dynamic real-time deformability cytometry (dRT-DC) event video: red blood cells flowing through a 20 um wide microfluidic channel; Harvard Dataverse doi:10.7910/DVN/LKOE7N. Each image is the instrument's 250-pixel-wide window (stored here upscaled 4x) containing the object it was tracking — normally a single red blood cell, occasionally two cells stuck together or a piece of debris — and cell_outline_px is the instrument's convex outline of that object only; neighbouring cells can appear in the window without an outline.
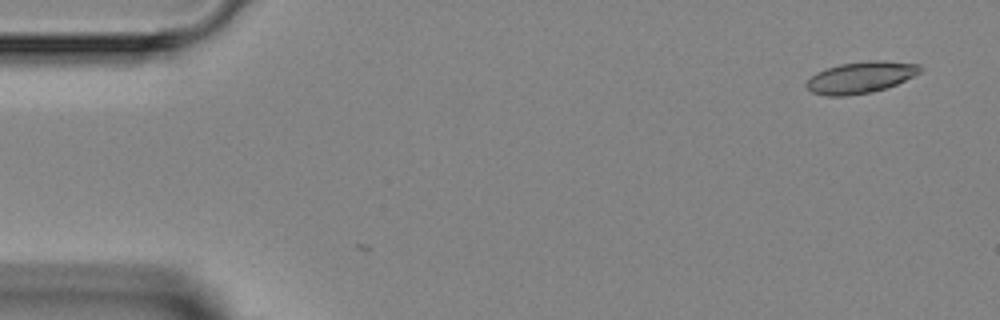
{"species": "Egyptian fruit bat (a non-hibernating species)", "species_latin": "Rousettus aegyptiacus", "temperature_condition": "room temperature", "stored_images_in_passage": 2, "camera_frame_rate_fps": 3000, "um_per_image_px": 0.085, "animal": {"sex": "female"}, "frame": {"image": 1, "passage_image": 2, "time_ms": 1.0, "image_size_px": [1000, 320], "cell_outline_px": [[924, 68], [920, 72], [896, 84], [884, 88], [868, 92], [844, 96], [828, 96], [812, 92], [804, 84], [816, 72], [824, 68], [840, 64], [868, 60], [884, 60], [920, 64]], "centroid_in_image_um": [73.15, 6.55], "position_along_channel_um": 11.9, "area_um2": 20.81}}